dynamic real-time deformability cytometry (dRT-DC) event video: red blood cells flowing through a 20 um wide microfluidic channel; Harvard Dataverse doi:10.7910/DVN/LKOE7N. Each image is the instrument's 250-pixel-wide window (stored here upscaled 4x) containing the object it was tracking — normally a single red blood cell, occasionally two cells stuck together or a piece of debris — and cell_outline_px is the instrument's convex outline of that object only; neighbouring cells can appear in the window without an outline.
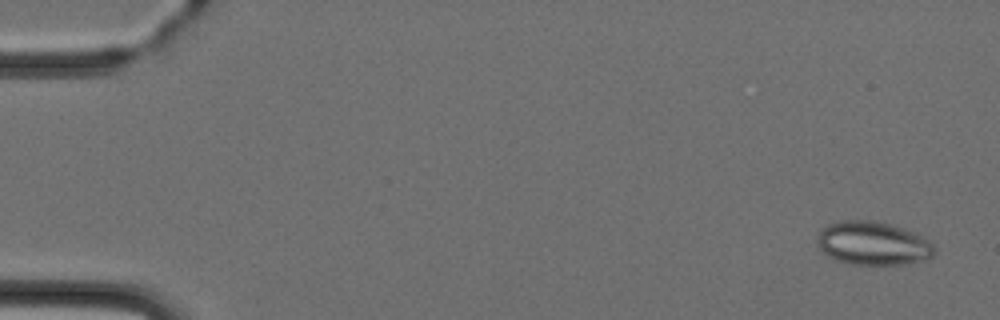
{"species": "Egyptian fruit bat (a non-hibernating species)", "species_latin": "Rousettus aegyptiacus", "temperature_condition": "cold", "stored_images_in_passage": 6, "camera_frame_rate_fps": 3000, "um_per_image_px": 0.085, "animal": {"sex": "female"}, "frame": {"image": 1, "passage_image": 1, "time_ms": 0.0, "image_size_px": [1000, 320], "cell_outline_px": [[936, 252], [932, 256], [924, 260], [904, 264], [848, 264], [836, 260], [828, 256], [820, 248], [816, 236], [820, 228], [828, 224], [840, 220], [880, 220], [904, 228], [924, 236], [932, 240], [936, 248]], "centroid_in_image_um": [74.23, 20.66], "position_along_channel_um": 10.8, "area_um2": 30.35}}
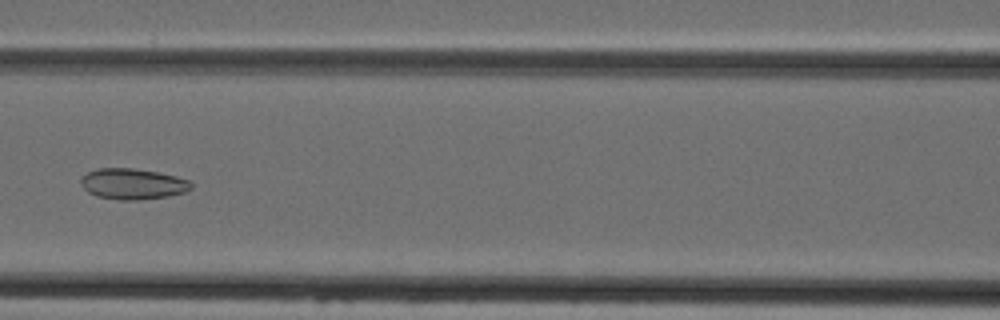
{"frame": {"image": 2, "passage_image": 6, "time_ms": 6.667, "image_size_px": [1000, 320], "cell_outline_px": [[192, 188], [184, 192], [168, 196], [140, 200], [120, 200], [96, 196], [88, 192], [80, 184], [80, 180], [88, 172], [100, 168], [132, 168], [156, 172], [176, 176], [188, 180], [192, 184]], "centroid_in_image_um": [11.27, 15.64], "position_along_channel_um": 155.3, "area_um2": 19.71}}